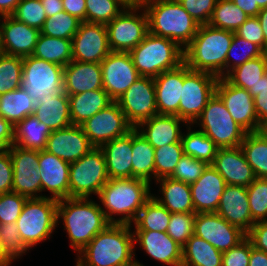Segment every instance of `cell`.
Wrapping results in <instances>:
<instances>
[{"instance_id": "obj_1", "label": "cell", "mask_w": 267, "mask_h": 266, "mask_svg": "<svg viewBox=\"0 0 267 266\" xmlns=\"http://www.w3.org/2000/svg\"><path fill=\"white\" fill-rule=\"evenodd\" d=\"M131 225L109 224L79 252L77 266H136Z\"/></svg>"}, {"instance_id": "obj_2", "label": "cell", "mask_w": 267, "mask_h": 266, "mask_svg": "<svg viewBox=\"0 0 267 266\" xmlns=\"http://www.w3.org/2000/svg\"><path fill=\"white\" fill-rule=\"evenodd\" d=\"M234 33L209 24L200 25L194 38L183 49L184 63L193 71L207 72L224 78L226 55Z\"/></svg>"}, {"instance_id": "obj_3", "label": "cell", "mask_w": 267, "mask_h": 266, "mask_svg": "<svg viewBox=\"0 0 267 266\" xmlns=\"http://www.w3.org/2000/svg\"><path fill=\"white\" fill-rule=\"evenodd\" d=\"M152 197L150 183L140 178L109 179L98 193L110 224L132 225L144 204ZM113 214L123 215L119 219Z\"/></svg>"}, {"instance_id": "obj_4", "label": "cell", "mask_w": 267, "mask_h": 266, "mask_svg": "<svg viewBox=\"0 0 267 266\" xmlns=\"http://www.w3.org/2000/svg\"><path fill=\"white\" fill-rule=\"evenodd\" d=\"M63 219L70 246L78 253L110 223L102 207L89 198H66L58 201L57 220Z\"/></svg>"}, {"instance_id": "obj_5", "label": "cell", "mask_w": 267, "mask_h": 266, "mask_svg": "<svg viewBox=\"0 0 267 266\" xmlns=\"http://www.w3.org/2000/svg\"><path fill=\"white\" fill-rule=\"evenodd\" d=\"M143 8L148 17L149 33L169 38L184 49L196 35L199 24L178 0H151Z\"/></svg>"}, {"instance_id": "obj_6", "label": "cell", "mask_w": 267, "mask_h": 266, "mask_svg": "<svg viewBox=\"0 0 267 266\" xmlns=\"http://www.w3.org/2000/svg\"><path fill=\"white\" fill-rule=\"evenodd\" d=\"M129 54L140 76L144 77L155 78L184 63V50L176 42L151 33Z\"/></svg>"}, {"instance_id": "obj_7", "label": "cell", "mask_w": 267, "mask_h": 266, "mask_svg": "<svg viewBox=\"0 0 267 266\" xmlns=\"http://www.w3.org/2000/svg\"><path fill=\"white\" fill-rule=\"evenodd\" d=\"M58 201L50 197L28 198L16 224L20 237L28 249L48 239L57 220Z\"/></svg>"}, {"instance_id": "obj_8", "label": "cell", "mask_w": 267, "mask_h": 266, "mask_svg": "<svg viewBox=\"0 0 267 266\" xmlns=\"http://www.w3.org/2000/svg\"><path fill=\"white\" fill-rule=\"evenodd\" d=\"M201 127L219 148L240 147L248 133L234 121L221 98L215 93L194 123ZM200 123V124H199Z\"/></svg>"}, {"instance_id": "obj_9", "label": "cell", "mask_w": 267, "mask_h": 266, "mask_svg": "<svg viewBox=\"0 0 267 266\" xmlns=\"http://www.w3.org/2000/svg\"><path fill=\"white\" fill-rule=\"evenodd\" d=\"M108 180L104 154L100 148L94 147L70 163L69 198H89L92 193L98 195Z\"/></svg>"}, {"instance_id": "obj_10", "label": "cell", "mask_w": 267, "mask_h": 266, "mask_svg": "<svg viewBox=\"0 0 267 266\" xmlns=\"http://www.w3.org/2000/svg\"><path fill=\"white\" fill-rule=\"evenodd\" d=\"M143 10L138 15V10ZM106 26L111 51L130 52L149 33L148 17L142 5L130 3Z\"/></svg>"}, {"instance_id": "obj_11", "label": "cell", "mask_w": 267, "mask_h": 266, "mask_svg": "<svg viewBox=\"0 0 267 266\" xmlns=\"http://www.w3.org/2000/svg\"><path fill=\"white\" fill-rule=\"evenodd\" d=\"M218 77L193 71L184 63V84L179 103V118L192 125L215 94Z\"/></svg>"}, {"instance_id": "obj_12", "label": "cell", "mask_w": 267, "mask_h": 266, "mask_svg": "<svg viewBox=\"0 0 267 266\" xmlns=\"http://www.w3.org/2000/svg\"><path fill=\"white\" fill-rule=\"evenodd\" d=\"M64 67L31 56L23 57L22 87L37 102L46 93L63 91Z\"/></svg>"}, {"instance_id": "obj_13", "label": "cell", "mask_w": 267, "mask_h": 266, "mask_svg": "<svg viewBox=\"0 0 267 266\" xmlns=\"http://www.w3.org/2000/svg\"><path fill=\"white\" fill-rule=\"evenodd\" d=\"M93 147L127 135L134 127L127 121L116 101L80 125Z\"/></svg>"}, {"instance_id": "obj_14", "label": "cell", "mask_w": 267, "mask_h": 266, "mask_svg": "<svg viewBox=\"0 0 267 266\" xmlns=\"http://www.w3.org/2000/svg\"><path fill=\"white\" fill-rule=\"evenodd\" d=\"M116 102L134 128L158 114L154 78L139 77Z\"/></svg>"}, {"instance_id": "obj_15", "label": "cell", "mask_w": 267, "mask_h": 266, "mask_svg": "<svg viewBox=\"0 0 267 266\" xmlns=\"http://www.w3.org/2000/svg\"><path fill=\"white\" fill-rule=\"evenodd\" d=\"M8 150L13 166V192L27 198L47 197L37 195L41 192L39 150L23 149L15 144Z\"/></svg>"}, {"instance_id": "obj_16", "label": "cell", "mask_w": 267, "mask_h": 266, "mask_svg": "<svg viewBox=\"0 0 267 266\" xmlns=\"http://www.w3.org/2000/svg\"><path fill=\"white\" fill-rule=\"evenodd\" d=\"M215 93L221 98L236 123L248 133L262 131L255 111L254 98L248 90L218 78Z\"/></svg>"}, {"instance_id": "obj_17", "label": "cell", "mask_w": 267, "mask_h": 266, "mask_svg": "<svg viewBox=\"0 0 267 266\" xmlns=\"http://www.w3.org/2000/svg\"><path fill=\"white\" fill-rule=\"evenodd\" d=\"M194 235L221 252L236 247L247 236L239 227L229 224L216 212L196 213Z\"/></svg>"}, {"instance_id": "obj_18", "label": "cell", "mask_w": 267, "mask_h": 266, "mask_svg": "<svg viewBox=\"0 0 267 266\" xmlns=\"http://www.w3.org/2000/svg\"><path fill=\"white\" fill-rule=\"evenodd\" d=\"M100 65L103 89L113 101H117L141 77L129 52L111 51Z\"/></svg>"}, {"instance_id": "obj_19", "label": "cell", "mask_w": 267, "mask_h": 266, "mask_svg": "<svg viewBox=\"0 0 267 266\" xmlns=\"http://www.w3.org/2000/svg\"><path fill=\"white\" fill-rule=\"evenodd\" d=\"M110 52L106 26L81 22L72 38V60L100 64Z\"/></svg>"}, {"instance_id": "obj_20", "label": "cell", "mask_w": 267, "mask_h": 266, "mask_svg": "<svg viewBox=\"0 0 267 266\" xmlns=\"http://www.w3.org/2000/svg\"><path fill=\"white\" fill-rule=\"evenodd\" d=\"M0 18L4 20L0 23V51L13 56H31L41 33L40 30L12 16Z\"/></svg>"}, {"instance_id": "obj_21", "label": "cell", "mask_w": 267, "mask_h": 266, "mask_svg": "<svg viewBox=\"0 0 267 266\" xmlns=\"http://www.w3.org/2000/svg\"><path fill=\"white\" fill-rule=\"evenodd\" d=\"M93 148L81 126L71 124L52 131L45 150L68 163H73Z\"/></svg>"}, {"instance_id": "obj_22", "label": "cell", "mask_w": 267, "mask_h": 266, "mask_svg": "<svg viewBox=\"0 0 267 266\" xmlns=\"http://www.w3.org/2000/svg\"><path fill=\"white\" fill-rule=\"evenodd\" d=\"M211 166L226 185L248 187L256 179L241 147L219 148Z\"/></svg>"}, {"instance_id": "obj_23", "label": "cell", "mask_w": 267, "mask_h": 266, "mask_svg": "<svg viewBox=\"0 0 267 266\" xmlns=\"http://www.w3.org/2000/svg\"><path fill=\"white\" fill-rule=\"evenodd\" d=\"M38 172L41 177V192L49 190L51 199L69 198L70 163L46 150L39 151Z\"/></svg>"}, {"instance_id": "obj_24", "label": "cell", "mask_w": 267, "mask_h": 266, "mask_svg": "<svg viewBox=\"0 0 267 266\" xmlns=\"http://www.w3.org/2000/svg\"><path fill=\"white\" fill-rule=\"evenodd\" d=\"M216 213L246 234L256 223L251 216L247 188L243 186L226 185Z\"/></svg>"}, {"instance_id": "obj_25", "label": "cell", "mask_w": 267, "mask_h": 266, "mask_svg": "<svg viewBox=\"0 0 267 266\" xmlns=\"http://www.w3.org/2000/svg\"><path fill=\"white\" fill-rule=\"evenodd\" d=\"M134 242L153 259L167 265L181 266L183 247L175 242L166 232L135 230Z\"/></svg>"}, {"instance_id": "obj_26", "label": "cell", "mask_w": 267, "mask_h": 266, "mask_svg": "<svg viewBox=\"0 0 267 266\" xmlns=\"http://www.w3.org/2000/svg\"><path fill=\"white\" fill-rule=\"evenodd\" d=\"M225 186L224 178L208 165L200 178L190 184L195 213L216 212Z\"/></svg>"}, {"instance_id": "obj_27", "label": "cell", "mask_w": 267, "mask_h": 266, "mask_svg": "<svg viewBox=\"0 0 267 266\" xmlns=\"http://www.w3.org/2000/svg\"><path fill=\"white\" fill-rule=\"evenodd\" d=\"M158 114L179 117V103L184 84V63L154 78Z\"/></svg>"}, {"instance_id": "obj_28", "label": "cell", "mask_w": 267, "mask_h": 266, "mask_svg": "<svg viewBox=\"0 0 267 266\" xmlns=\"http://www.w3.org/2000/svg\"><path fill=\"white\" fill-rule=\"evenodd\" d=\"M103 89L102 68L99 63L71 61L63 70V91L75 95Z\"/></svg>"}, {"instance_id": "obj_29", "label": "cell", "mask_w": 267, "mask_h": 266, "mask_svg": "<svg viewBox=\"0 0 267 266\" xmlns=\"http://www.w3.org/2000/svg\"><path fill=\"white\" fill-rule=\"evenodd\" d=\"M180 122H186L176 115L156 114L139 123L135 129L154 148L181 141Z\"/></svg>"}, {"instance_id": "obj_30", "label": "cell", "mask_w": 267, "mask_h": 266, "mask_svg": "<svg viewBox=\"0 0 267 266\" xmlns=\"http://www.w3.org/2000/svg\"><path fill=\"white\" fill-rule=\"evenodd\" d=\"M133 130L102 145L109 179L132 178Z\"/></svg>"}, {"instance_id": "obj_31", "label": "cell", "mask_w": 267, "mask_h": 266, "mask_svg": "<svg viewBox=\"0 0 267 266\" xmlns=\"http://www.w3.org/2000/svg\"><path fill=\"white\" fill-rule=\"evenodd\" d=\"M33 115L51 131L70 126L72 122L68 95L64 91L46 93L36 102Z\"/></svg>"}, {"instance_id": "obj_32", "label": "cell", "mask_w": 267, "mask_h": 266, "mask_svg": "<svg viewBox=\"0 0 267 266\" xmlns=\"http://www.w3.org/2000/svg\"><path fill=\"white\" fill-rule=\"evenodd\" d=\"M68 100L71 122L78 126L113 102L104 89L68 95Z\"/></svg>"}, {"instance_id": "obj_33", "label": "cell", "mask_w": 267, "mask_h": 266, "mask_svg": "<svg viewBox=\"0 0 267 266\" xmlns=\"http://www.w3.org/2000/svg\"><path fill=\"white\" fill-rule=\"evenodd\" d=\"M160 182V192L163 197H152L171 213H190L195 212L192 202L190 185L181 181H176L170 177L156 180Z\"/></svg>"}, {"instance_id": "obj_34", "label": "cell", "mask_w": 267, "mask_h": 266, "mask_svg": "<svg viewBox=\"0 0 267 266\" xmlns=\"http://www.w3.org/2000/svg\"><path fill=\"white\" fill-rule=\"evenodd\" d=\"M51 132L34 115H29L14 126V144L23 149L45 150Z\"/></svg>"}, {"instance_id": "obj_35", "label": "cell", "mask_w": 267, "mask_h": 266, "mask_svg": "<svg viewBox=\"0 0 267 266\" xmlns=\"http://www.w3.org/2000/svg\"><path fill=\"white\" fill-rule=\"evenodd\" d=\"M266 73L267 55L264 53L234 68L224 78L230 84L248 90L254 98L257 96V84Z\"/></svg>"}, {"instance_id": "obj_36", "label": "cell", "mask_w": 267, "mask_h": 266, "mask_svg": "<svg viewBox=\"0 0 267 266\" xmlns=\"http://www.w3.org/2000/svg\"><path fill=\"white\" fill-rule=\"evenodd\" d=\"M36 102L21 86L0 95V115L13 126L33 115Z\"/></svg>"}, {"instance_id": "obj_37", "label": "cell", "mask_w": 267, "mask_h": 266, "mask_svg": "<svg viewBox=\"0 0 267 266\" xmlns=\"http://www.w3.org/2000/svg\"><path fill=\"white\" fill-rule=\"evenodd\" d=\"M222 255L209 242L192 235L183 246L181 266H222Z\"/></svg>"}, {"instance_id": "obj_38", "label": "cell", "mask_w": 267, "mask_h": 266, "mask_svg": "<svg viewBox=\"0 0 267 266\" xmlns=\"http://www.w3.org/2000/svg\"><path fill=\"white\" fill-rule=\"evenodd\" d=\"M132 178L150 183L155 178V148L134 128L132 145Z\"/></svg>"}, {"instance_id": "obj_39", "label": "cell", "mask_w": 267, "mask_h": 266, "mask_svg": "<svg viewBox=\"0 0 267 266\" xmlns=\"http://www.w3.org/2000/svg\"><path fill=\"white\" fill-rule=\"evenodd\" d=\"M240 147L256 178H267V130L247 133Z\"/></svg>"}, {"instance_id": "obj_40", "label": "cell", "mask_w": 267, "mask_h": 266, "mask_svg": "<svg viewBox=\"0 0 267 266\" xmlns=\"http://www.w3.org/2000/svg\"><path fill=\"white\" fill-rule=\"evenodd\" d=\"M32 56L65 67L72 61V40L40 33Z\"/></svg>"}, {"instance_id": "obj_41", "label": "cell", "mask_w": 267, "mask_h": 266, "mask_svg": "<svg viewBox=\"0 0 267 266\" xmlns=\"http://www.w3.org/2000/svg\"><path fill=\"white\" fill-rule=\"evenodd\" d=\"M186 126L187 134L181 135L184 154L211 165L219 147L203 131H191V127L188 124Z\"/></svg>"}, {"instance_id": "obj_42", "label": "cell", "mask_w": 267, "mask_h": 266, "mask_svg": "<svg viewBox=\"0 0 267 266\" xmlns=\"http://www.w3.org/2000/svg\"><path fill=\"white\" fill-rule=\"evenodd\" d=\"M171 212L151 197L134 221L136 230L167 232Z\"/></svg>"}, {"instance_id": "obj_43", "label": "cell", "mask_w": 267, "mask_h": 266, "mask_svg": "<svg viewBox=\"0 0 267 266\" xmlns=\"http://www.w3.org/2000/svg\"><path fill=\"white\" fill-rule=\"evenodd\" d=\"M246 13L236 6L232 0H217L210 26L236 32L248 19Z\"/></svg>"}, {"instance_id": "obj_44", "label": "cell", "mask_w": 267, "mask_h": 266, "mask_svg": "<svg viewBox=\"0 0 267 266\" xmlns=\"http://www.w3.org/2000/svg\"><path fill=\"white\" fill-rule=\"evenodd\" d=\"M129 4V0H86V22L107 25Z\"/></svg>"}, {"instance_id": "obj_45", "label": "cell", "mask_w": 267, "mask_h": 266, "mask_svg": "<svg viewBox=\"0 0 267 266\" xmlns=\"http://www.w3.org/2000/svg\"><path fill=\"white\" fill-rule=\"evenodd\" d=\"M23 57L0 53V95L22 86Z\"/></svg>"}, {"instance_id": "obj_46", "label": "cell", "mask_w": 267, "mask_h": 266, "mask_svg": "<svg viewBox=\"0 0 267 266\" xmlns=\"http://www.w3.org/2000/svg\"><path fill=\"white\" fill-rule=\"evenodd\" d=\"M81 22L77 17L62 11L47 18L40 32L49 37L72 40Z\"/></svg>"}, {"instance_id": "obj_47", "label": "cell", "mask_w": 267, "mask_h": 266, "mask_svg": "<svg viewBox=\"0 0 267 266\" xmlns=\"http://www.w3.org/2000/svg\"><path fill=\"white\" fill-rule=\"evenodd\" d=\"M183 155L181 141L155 148V179L170 177Z\"/></svg>"}, {"instance_id": "obj_48", "label": "cell", "mask_w": 267, "mask_h": 266, "mask_svg": "<svg viewBox=\"0 0 267 266\" xmlns=\"http://www.w3.org/2000/svg\"><path fill=\"white\" fill-rule=\"evenodd\" d=\"M238 47L239 49L241 47L243 48V53L240 50L241 54L239 53V55L235 53L236 51L234 52V50H236ZM264 53L265 52L258 45H256L255 43L249 42L243 39L242 37L238 36L236 33H234L230 48L226 55V71H227L226 75L231 70L242 65L246 61H249L250 59H253L256 57H260Z\"/></svg>"}, {"instance_id": "obj_49", "label": "cell", "mask_w": 267, "mask_h": 266, "mask_svg": "<svg viewBox=\"0 0 267 266\" xmlns=\"http://www.w3.org/2000/svg\"><path fill=\"white\" fill-rule=\"evenodd\" d=\"M246 188L252 219L267 221V178H256Z\"/></svg>"}, {"instance_id": "obj_50", "label": "cell", "mask_w": 267, "mask_h": 266, "mask_svg": "<svg viewBox=\"0 0 267 266\" xmlns=\"http://www.w3.org/2000/svg\"><path fill=\"white\" fill-rule=\"evenodd\" d=\"M0 242L5 256L10 261L19 258L28 251L20 237L17 224L13 222L0 223Z\"/></svg>"}, {"instance_id": "obj_51", "label": "cell", "mask_w": 267, "mask_h": 266, "mask_svg": "<svg viewBox=\"0 0 267 266\" xmlns=\"http://www.w3.org/2000/svg\"><path fill=\"white\" fill-rule=\"evenodd\" d=\"M11 16L39 30L42 29L47 19L45 9L40 0H20Z\"/></svg>"}, {"instance_id": "obj_52", "label": "cell", "mask_w": 267, "mask_h": 266, "mask_svg": "<svg viewBox=\"0 0 267 266\" xmlns=\"http://www.w3.org/2000/svg\"><path fill=\"white\" fill-rule=\"evenodd\" d=\"M196 213H171L167 234L182 247L194 235Z\"/></svg>"}, {"instance_id": "obj_53", "label": "cell", "mask_w": 267, "mask_h": 266, "mask_svg": "<svg viewBox=\"0 0 267 266\" xmlns=\"http://www.w3.org/2000/svg\"><path fill=\"white\" fill-rule=\"evenodd\" d=\"M208 164L189 155H183L170 178L192 184L200 178Z\"/></svg>"}, {"instance_id": "obj_54", "label": "cell", "mask_w": 267, "mask_h": 266, "mask_svg": "<svg viewBox=\"0 0 267 266\" xmlns=\"http://www.w3.org/2000/svg\"><path fill=\"white\" fill-rule=\"evenodd\" d=\"M27 199L13 191L0 194V223H16Z\"/></svg>"}, {"instance_id": "obj_55", "label": "cell", "mask_w": 267, "mask_h": 266, "mask_svg": "<svg viewBox=\"0 0 267 266\" xmlns=\"http://www.w3.org/2000/svg\"><path fill=\"white\" fill-rule=\"evenodd\" d=\"M185 11L199 24L210 22L217 0H178Z\"/></svg>"}, {"instance_id": "obj_56", "label": "cell", "mask_w": 267, "mask_h": 266, "mask_svg": "<svg viewBox=\"0 0 267 266\" xmlns=\"http://www.w3.org/2000/svg\"><path fill=\"white\" fill-rule=\"evenodd\" d=\"M251 241L246 237L236 247L224 251L222 266H249Z\"/></svg>"}, {"instance_id": "obj_57", "label": "cell", "mask_w": 267, "mask_h": 266, "mask_svg": "<svg viewBox=\"0 0 267 266\" xmlns=\"http://www.w3.org/2000/svg\"><path fill=\"white\" fill-rule=\"evenodd\" d=\"M243 39L255 43L264 52L267 51V43L264 39V33L260 21L257 17H249L235 32Z\"/></svg>"}, {"instance_id": "obj_58", "label": "cell", "mask_w": 267, "mask_h": 266, "mask_svg": "<svg viewBox=\"0 0 267 266\" xmlns=\"http://www.w3.org/2000/svg\"><path fill=\"white\" fill-rule=\"evenodd\" d=\"M255 111L262 130H267V73L257 84V96L254 97Z\"/></svg>"}, {"instance_id": "obj_59", "label": "cell", "mask_w": 267, "mask_h": 266, "mask_svg": "<svg viewBox=\"0 0 267 266\" xmlns=\"http://www.w3.org/2000/svg\"><path fill=\"white\" fill-rule=\"evenodd\" d=\"M13 191V166L9 150L0 151V194Z\"/></svg>"}, {"instance_id": "obj_60", "label": "cell", "mask_w": 267, "mask_h": 266, "mask_svg": "<svg viewBox=\"0 0 267 266\" xmlns=\"http://www.w3.org/2000/svg\"><path fill=\"white\" fill-rule=\"evenodd\" d=\"M253 247L267 253V221H258L247 233L246 236Z\"/></svg>"}, {"instance_id": "obj_61", "label": "cell", "mask_w": 267, "mask_h": 266, "mask_svg": "<svg viewBox=\"0 0 267 266\" xmlns=\"http://www.w3.org/2000/svg\"><path fill=\"white\" fill-rule=\"evenodd\" d=\"M14 144V126L0 115V151L8 150Z\"/></svg>"}, {"instance_id": "obj_62", "label": "cell", "mask_w": 267, "mask_h": 266, "mask_svg": "<svg viewBox=\"0 0 267 266\" xmlns=\"http://www.w3.org/2000/svg\"><path fill=\"white\" fill-rule=\"evenodd\" d=\"M64 11L86 22V0H62Z\"/></svg>"}, {"instance_id": "obj_63", "label": "cell", "mask_w": 267, "mask_h": 266, "mask_svg": "<svg viewBox=\"0 0 267 266\" xmlns=\"http://www.w3.org/2000/svg\"><path fill=\"white\" fill-rule=\"evenodd\" d=\"M233 3L238 6L241 10H243L248 17H256L260 8L255 0H232Z\"/></svg>"}, {"instance_id": "obj_64", "label": "cell", "mask_w": 267, "mask_h": 266, "mask_svg": "<svg viewBox=\"0 0 267 266\" xmlns=\"http://www.w3.org/2000/svg\"><path fill=\"white\" fill-rule=\"evenodd\" d=\"M47 18L64 11L62 0H41Z\"/></svg>"}, {"instance_id": "obj_65", "label": "cell", "mask_w": 267, "mask_h": 266, "mask_svg": "<svg viewBox=\"0 0 267 266\" xmlns=\"http://www.w3.org/2000/svg\"><path fill=\"white\" fill-rule=\"evenodd\" d=\"M249 266H267V253L253 247L251 243V253Z\"/></svg>"}, {"instance_id": "obj_66", "label": "cell", "mask_w": 267, "mask_h": 266, "mask_svg": "<svg viewBox=\"0 0 267 266\" xmlns=\"http://www.w3.org/2000/svg\"><path fill=\"white\" fill-rule=\"evenodd\" d=\"M20 0H0V17L11 16Z\"/></svg>"}, {"instance_id": "obj_67", "label": "cell", "mask_w": 267, "mask_h": 266, "mask_svg": "<svg viewBox=\"0 0 267 266\" xmlns=\"http://www.w3.org/2000/svg\"><path fill=\"white\" fill-rule=\"evenodd\" d=\"M260 21L262 31L264 33V39L267 43V7L260 10L259 14L256 16Z\"/></svg>"}, {"instance_id": "obj_68", "label": "cell", "mask_w": 267, "mask_h": 266, "mask_svg": "<svg viewBox=\"0 0 267 266\" xmlns=\"http://www.w3.org/2000/svg\"><path fill=\"white\" fill-rule=\"evenodd\" d=\"M12 262L5 256L0 242V266H9Z\"/></svg>"}, {"instance_id": "obj_69", "label": "cell", "mask_w": 267, "mask_h": 266, "mask_svg": "<svg viewBox=\"0 0 267 266\" xmlns=\"http://www.w3.org/2000/svg\"><path fill=\"white\" fill-rule=\"evenodd\" d=\"M255 3L258 4L260 9L267 7V0H255Z\"/></svg>"}, {"instance_id": "obj_70", "label": "cell", "mask_w": 267, "mask_h": 266, "mask_svg": "<svg viewBox=\"0 0 267 266\" xmlns=\"http://www.w3.org/2000/svg\"><path fill=\"white\" fill-rule=\"evenodd\" d=\"M151 1V0H135V4L137 5H143L144 3Z\"/></svg>"}, {"instance_id": "obj_71", "label": "cell", "mask_w": 267, "mask_h": 266, "mask_svg": "<svg viewBox=\"0 0 267 266\" xmlns=\"http://www.w3.org/2000/svg\"><path fill=\"white\" fill-rule=\"evenodd\" d=\"M136 266H144L143 264H140L139 262L136 261L135 263Z\"/></svg>"}, {"instance_id": "obj_72", "label": "cell", "mask_w": 267, "mask_h": 266, "mask_svg": "<svg viewBox=\"0 0 267 266\" xmlns=\"http://www.w3.org/2000/svg\"><path fill=\"white\" fill-rule=\"evenodd\" d=\"M130 3L135 4V0H129Z\"/></svg>"}]
</instances>
